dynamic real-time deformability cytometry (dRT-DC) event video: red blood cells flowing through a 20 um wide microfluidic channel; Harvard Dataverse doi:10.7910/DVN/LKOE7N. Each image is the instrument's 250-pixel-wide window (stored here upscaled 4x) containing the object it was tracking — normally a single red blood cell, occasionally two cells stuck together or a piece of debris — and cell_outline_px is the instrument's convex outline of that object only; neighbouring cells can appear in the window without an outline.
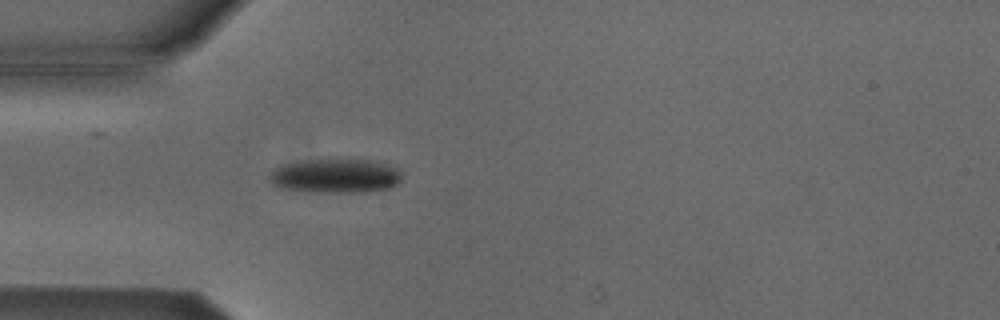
{"species": "Egyptian fruit bat (a non-hibernating species)", "species_latin": "Rousettus aegyptiacus", "temperature_condition": "cold", "stored_images_in_passage": 50, "camera_frame_rate_fps": 3000, "um_per_image_px": 0.085, "animal": {"sex": "male"}, "frame": {"image": 1, "passage_image": 15, "time_ms": 4.667, "image_size_px": [1000, 320], "cell_outline_px": [[400, 180], [396, 184], [388, 188], [364, 192], [316, 192], [280, 188], [272, 184], [268, 176], [280, 164], [300, 160], [368, 160], [400, 168]], "centroid_in_image_um": [28.47, 14.95], "position_along_channel_um": 56.5, "area_um2": 26.24}}
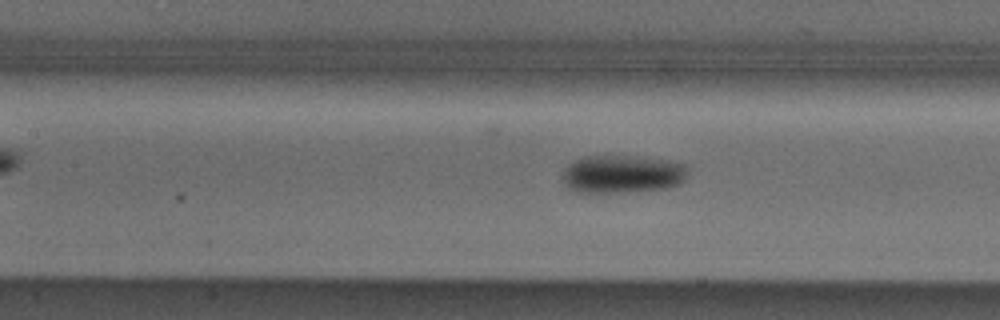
{"frame": {"image": 2, "passage_image": 23, "time_ms": 7.333, "image_size_px": [1000, 320], "cell_outline_px": [[688, 172], [680, 184], [668, 188], [628, 192], [576, 192], [568, 188], [564, 184], [564, 168], [568, 164], [584, 156], [648, 156], [676, 160], [684, 164], [688, 168]], "centroid_in_image_um": [52.96, 14.78], "position_along_channel_um": 154.4, "area_um2": 28.26}}
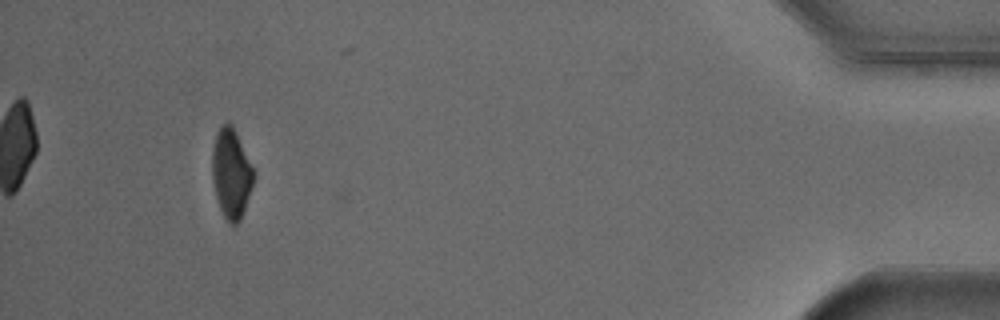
{"frame": {"image": 3, "passage_image": 49, "time_ms": 16.0, "image_size_px": [1000, 320], "cell_outline_px": [[256, 176], [252, 188], [240, 220], [236, 224], [232, 224], [224, 216], [220, 208], [216, 196], [212, 180], [212, 148], [216, 132], [228, 120], [232, 124]], "centroid_in_image_um": [19.64, 14.73], "position_along_channel_um": 415.6, "area_um2": 21.44}, "authors_computed_cell_mechanics": {"area_um2": 24.4205, "velocity_mm_per_s": 3.8503, "shape_relaxation_time_tau1_ms": 3.5989, "shape_relaxation_time_tau2_ms": null, "deformation_change_tau1": 0.1087, "deformation_change_tau2": null}}